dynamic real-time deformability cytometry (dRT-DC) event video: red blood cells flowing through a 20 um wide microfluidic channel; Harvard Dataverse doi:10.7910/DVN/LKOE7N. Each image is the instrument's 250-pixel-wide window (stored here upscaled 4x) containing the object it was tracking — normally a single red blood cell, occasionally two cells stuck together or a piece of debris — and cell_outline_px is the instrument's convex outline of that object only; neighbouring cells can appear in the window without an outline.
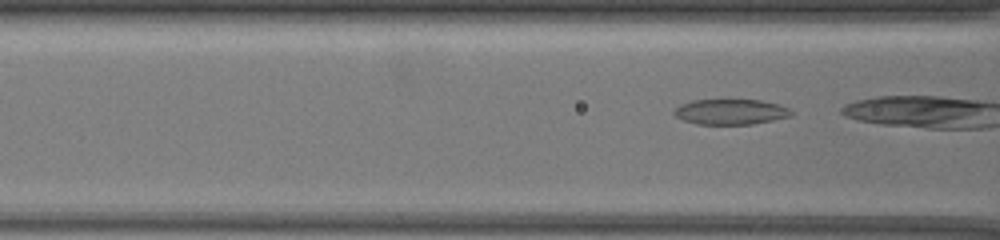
{"species": "common noctule bat (a hibernating species)", "species_latin": "Nyctalus noctula", "temperature_condition": "warm", "stored_images_in_passage": 26, "camera_frame_rate_fps": 3000, "um_per_image_px": 0.085, "animal": {"sex": "female", "body_mass_g": 19.5, "forearm_length_mm": 54.1}, "frame": {"image": 1, "passage_image": 25, "time_ms": 8.0, "image_size_px": [1000, 240], "cell_outline_px": [[792, 116], [752, 124], [696, 124], [684, 120], [676, 116], [672, 112], [680, 104], [692, 100], [760, 100], [776, 104], [788, 108], [792, 112]], "centroid_in_image_um": [62.08, 9.5], "position_along_channel_um": 104.5, "area_um2": 17.17}}